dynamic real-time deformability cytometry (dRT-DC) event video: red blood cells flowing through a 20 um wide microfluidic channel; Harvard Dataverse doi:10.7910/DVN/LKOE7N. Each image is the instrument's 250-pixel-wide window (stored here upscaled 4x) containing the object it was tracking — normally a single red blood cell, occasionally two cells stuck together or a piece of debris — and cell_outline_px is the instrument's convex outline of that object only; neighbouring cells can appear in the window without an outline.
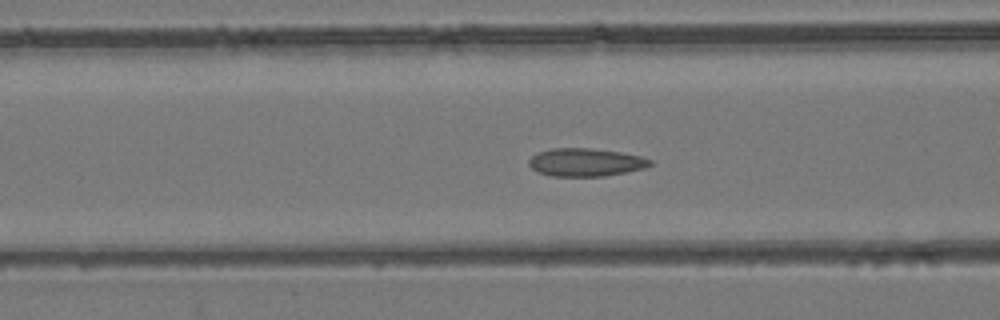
{"species": "common noctule bat (a hibernating species)", "species_latin": "Nyctalus noctula", "temperature_condition": "room temperature", "stored_images_in_passage": 54, "camera_frame_rate_fps": 3000, "um_per_image_px": 0.085, "animal": {"sex": "female", "body_mass_g": 24.6, "forearm_length_mm": 56.2}, "frame": {"image": 1, "passage_image": 22, "time_ms": 7.0, "image_size_px": [1000, 320], "cell_outline_px": [[652, 164], [644, 168], [604, 176], [552, 176], [540, 172], [532, 168], [528, 164], [528, 160], [536, 152], [552, 148], [592, 148], [620, 152], [640, 156], [652, 160]], "centroid_in_image_um": [49.76, 13.78], "position_along_channel_um": 116.8, "area_um2": 19.71}}
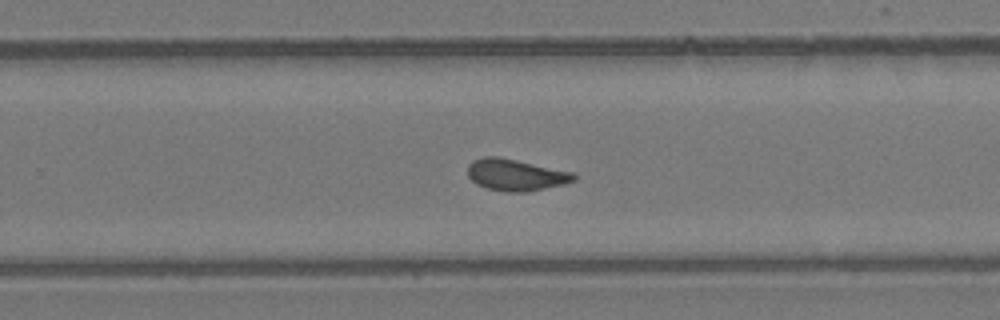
{"frame": {"image": 2, "passage_image": 35, "time_ms": 11.333, "image_size_px": [1000, 320], "cell_outline_px": [[576, 180], [564, 184], [528, 192], [504, 192], [484, 188], [476, 184], [468, 176], [468, 164], [472, 160], [484, 156], [496, 156], [576, 172]], "centroid_in_image_um": [43.84, 14.87], "position_along_channel_um": 286.0, "area_um2": 19.88}}
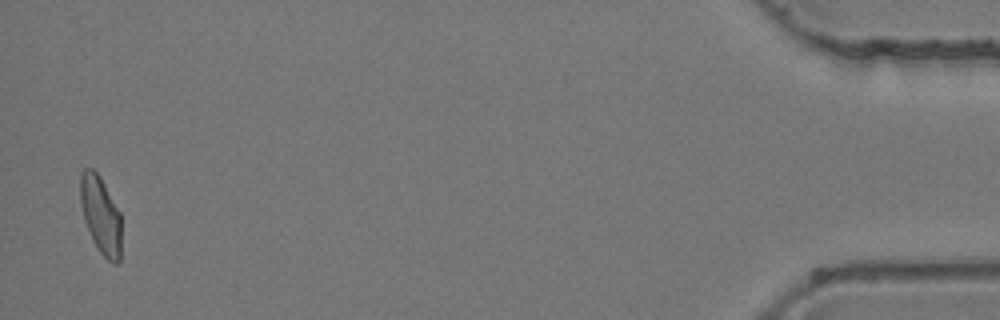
{"frame": {"image": 3, "passage_image": 53, "time_ms": 17.333, "image_size_px": [1000, 320], "cell_outline_px": [[120, 264], [112, 264], [100, 252], [92, 240], [84, 220], [80, 204], [80, 172], [84, 168], [92, 168], [100, 176], [120, 212]], "centroid_in_image_um": [8.54, 18.27], "position_along_channel_um": 426.7, "area_um2": 18.67}, "authors_computed_cell_mechanics": {"area_um2": 19.3341, "velocity_mm_per_s": 3.9036, "shape_relaxation_time_tau1_ms": null, "shape_relaxation_time_tau2_ms": 1.4057, "deformation_change_tau1": null, "deformation_change_tau2": 0.0596}}